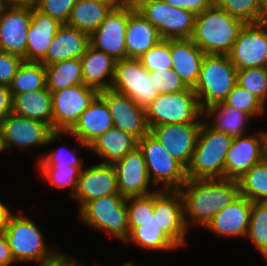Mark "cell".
Wrapping results in <instances>:
<instances>
[{
    "label": "cell",
    "instance_id": "37",
    "mask_svg": "<svg viewBox=\"0 0 267 266\" xmlns=\"http://www.w3.org/2000/svg\"><path fill=\"white\" fill-rule=\"evenodd\" d=\"M265 0H215V4L246 23H259L264 15Z\"/></svg>",
    "mask_w": 267,
    "mask_h": 266
},
{
    "label": "cell",
    "instance_id": "49",
    "mask_svg": "<svg viewBox=\"0 0 267 266\" xmlns=\"http://www.w3.org/2000/svg\"><path fill=\"white\" fill-rule=\"evenodd\" d=\"M12 99L9 86L0 85V122L12 112Z\"/></svg>",
    "mask_w": 267,
    "mask_h": 266
},
{
    "label": "cell",
    "instance_id": "50",
    "mask_svg": "<svg viewBox=\"0 0 267 266\" xmlns=\"http://www.w3.org/2000/svg\"><path fill=\"white\" fill-rule=\"evenodd\" d=\"M15 259L4 233H0V266H10Z\"/></svg>",
    "mask_w": 267,
    "mask_h": 266
},
{
    "label": "cell",
    "instance_id": "14",
    "mask_svg": "<svg viewBox=\"0 0 267 266\" xmlns=\"http://www.w3.org/2000/svg\"><path fill=\"white\" fill-rule=\"evenodd\" d=\"M32 3L13 1L0 17V51L25 57Z\"/></svg>",
    "mask_w": 267,
    "mask_h": 266
},
{
    "label": "cell",
    "instance_id": "35",
    "mask_svg": "<svg viewBox=\"0 0 267 266\" xmlns=\"http://www.w3.org/2000/svg\"><path fill=\"white\" fill-rule=\"evenodd\" d=\"M45 88V65L34 61H23L9 85L11 94L39 91Z\"/></svg>",
    "mask_w": 267,
    "mask_h": 266
},
{
    "label": "cell",
    "instance_id": "52",
    "mask_svg": "<svg viewBox=\"0 0 267 266\" xmlns=\"http://www.w3.org/2000/svg\"><path fill=\"white\" fill-rule=\"evenodd\" d=\"M146 0H115L116 8H130L136 10Z\"/></svg>",
    "mask_w": 267,
    "mask_h": 266
},
{
    "label": "cell",
    "instance_id": "26",
    "mask_svg": "<svg viewBox=\"0 0 267 266\" xmlns=\"http://www.w3.org/2000/svg\"><path fill=\"white\" fill-rule=\"evenodd\" d=\"M172 69L189 88H194L205 54L190 38L170 39Z\"/></svg>",
    "mask_w": 267,
    "mask_h": 266
},
{
    "label": "cell",
    "instance_id": "42",
    "mask_svg": "<svg viewBox=\"0 0 267 266\" xmlns=\"http://www.w3.org/2000/svg\"><path fill=\"white\" fill-rule=\"evenodd\" d=\"M138 59L149 72L172 69L170 39H162Z\"/></svg>",
    "mask_w": 267,
    "mask_h": 266
},
{
    "label": "cell",
    "instance_id": "48",
    "mask_svg": "<svg viewBox=\"0 0 267 266\" xmlns=\"http://www.w3.org/2000/svg\"><path fill=\"white\" fill-rule=\"evenodd\" d=\"M168 5L189 10L195 15L203 12L205 9L212 7L215 0H162Z\"/></svg>",
    "mask_w": 267,
    "mask_h": 266
},
{
    "label": "cell",
    "instance_id": "20",
    "mask_svg": "<svg viewBox=\"0 0 267 266\" xmlns=\"http://www.w3.org/2000/svg\"><path fill=\"white\" fill-rule=\"evenodd\" d=\"M110 194H119L116 171L112 164L99 163L80 171L77 189L71 198L79 201L81 208L88 201Z\"/></svg>",
    "mask_w": 267,
    "mask_h": 266
},
{
    "label": "cell",
    "instance_id": "21",
    "mask_svg": "<svg viewBox=\"0 0 267 266\" xmlns=\"http://www.w3.org/2000/svg\"><path fill=\"white\" fill-rule=\"evenodd\" d=\"M234 137L227 151L224 164V178L238 180L252 166L262 161V131Z\"/></svg>",
    "mask_w": 267,
    "mask_h": 266
},
{
    "label": "cell",
    "instance_id": "47",
    "mask_svg": "<svg viewBox=\"0 0 267 266\" xmlns=\"http://www.w3.org/2000/svg\"><path fill=\"white\" fill-rule=\"evenodd\" d=\"M23 61L24 59L20 56L0 51V85L11 84Z\"/></svg>",
    "mask_w": 267,
    "mask_h": 266
},
{
    "label": "cell",
    "instance_id": "13",
    "mask_svg": "<svg viewBox=\"0 0 267 266\" xmlns=\"http://www.w3.org/2000/svg\"><path fill=\"white\" fill-rule=\"evenodd\" d=\"M237 70L267 67V25L246 23L228 54Z\"/></svg>",
    "mask_w": 267,
    "mask_h": 266
},
{
    "label": "cell",
    "instance_id": "51",
    "mask_svg": "<svg viewBox=\"0 0 267 266\" xmlns=\"http://www.w3.org/2000/svg\"><path fill=\"white\" fill-rule=\"evenodd\" d=\"M78 263L74 259L68 255L59 252L54 258L51 260L40 262L39 266H76Z\"/></svg>",
    "mask_w": 267,
    "mask_h": 266
},
{
    "label": "cell",
    "instance_id": "44",
    "mask_svg": "<svg viewBox=\"0 0 267 266\" xmlns=\"http://www.w3.org/2000/svg\"><path fill=\"white\" fill-rule=\"evenodd\" d=\"M149 75L159 94L177 93L188 88L173 69L149 72Z\"/></svg>",
    "mask_w": 267,
    "mask_h": 266
},
{
    "label": "cell",
    "instance_id": "25",
    "mask_svg": "<svg viewBox=\"0 0 267 266\" xmlns=\"http://www.w3.org/2000/svg\"><path fill=\"white\" fill-rule=\"evenodd\" d=\"M61 25L57 20L39 11L32 3L24 61L40 62L45 57L53 37Z\"/></svg>",
    "mask_w": 267,
    "mask_h": 266
},
{
    "label": "cell",
    "instance_id": "59",
    "mask_svg": "<svg viewBox=\"0 0 267 266\" xmlns=\"http://www.w3.org/2000/svg\"><path fill=\"white\" fill-rule=\"evenodd\" d=\"M4 151L3 145H2V138L0 134V153Z\"/></svg>",
    "mask_w": 267,
    "mask_h": 266
},
{
    "label": "cell",
    "instance_id": "12",
    "mask_svg": "<svg viewBox=\"0 0 267 266\" xmlns=\"http://www.w3.org/2000/svg\"><path fill=\"white\" fill-rule=\"evenodd\" d=\"M51 95L52 129L58 132H69L78 122L80 115L98 95V92L84 84H78L53 91Z\"/></svg>",
    "mask_w": 267,
    "mask_h": 266
},
{
    "label": "cell",
    "instance_id": "54",
    "mask_svg": "<svg viewBox=\"0 0 267 266\" xmlns=\"http://www.w3.org/2000/svg\"><path fill=\"white\" fill-rule=\"evenodd\" d=\"M262 161L267 163V131L262 132Z\"/></svg>",
    "mask_w": 267,
    "mask_h": 266
},
{
    "label": "cell",
    "instance_id": "43",
    "mask_svg": "<svg viewBox=\"0 0 267 266\" xmlns=\"http://www.w3.org/2000/svg\"><path fill=\"white\" fill-rule=\"evenodd\" d=\"M77 0H36L34 6L60 24H67L72 8Z\"/></svg>",
    "mask_w": 267,
    "mask_h": 266
},
{
    "label": "cell",
    "instance_id": "55",
    "mask_svg": "<svg viewBox=\"0 0 267 266\" xmlns=\"http://www.w3.org/2000/svg\"><path fill=\"white\" fill-rule=\"evenodd\" d=\"M12 2L13 0H0V17Z\"/></svg>",
    "mask_w": 267,
    "mask_h": 266
},
{
    "label": "cell",
    "instance_id": "19",
    "mask_svg": "<svg viewBox=\"0 0 267 266\" xmlns=\"http://www.w3.org/2000/svg\"><path fill=\"white\" fill-rule=\"evenodd\" d=\"M129 8H116L99 27L90 34V46L111 55L114 59L126 58L125 35Z\"/></svg>",
    "mask_w": 267,
    "mask_h": 266
},
{
    "label": "cell",
    "instance_id": "31",
    "mask_svg": "<svg viewBox=\"0 0 267 266\" xmlns=\"http://www.w3.org/2000/svg\"><path fill=\"white\" fill-rule=\"evenodd\" d=\"M138 146V140L132 135L112 127L105 133L97 137L90 145L93 150L103 160V164H113L122 159L128 152L133 151Z\"/></svg>",
    "mask_w": 267,
    "mask_h": 266
},
{
    "label": "cell",
    "instance_id": "56",
    "mask_svg": "<svg viewBox=\"0 0 267 266\" xmlns=\"http://www.w3.org/2000/svg\"><path fill=\"white\" fill-rule=\"evenodd\" d=\"M261 22L267 25V0L264 2V15Z\"/></svg>",
    "mask_w": 267,
    "mask_h": 266
},
{
    "label": "cell",
    "instance_id": "11",
    "mask_svg": "<svg viewBox=\"0 0 267 266\" xmlns=\"http://www.w3.org/2000/svg\"><path fill=\"white\" fill-rule=\"evenodd\" d=\"M111 89L127 95L144 109L159 94L150 80L149 71L135 58L116 60Z\"/></svg>",
    "mask_w": 267,
    "mask_h": 266
},
{
    "label": "cell",
    "instance_id": "29",
    "mask_svg": "<svg viewBox=\"0 0 267 266\" xmlns=\"http://www.w3.org/2000/svg\"><path fill=\"white\" fill-rule=\"evenodd\" d=\"M115 62L111 55L89 46L81 57L83 84L101 92L111 88ZM105 78H108L105 80Z\"/></svg>",
    "mask_w": 267,
    "mask_h": 266
},
{
    "label": "cell",
    "instance_id": "18",
    "mask_svg": "<svg viewBox=\"0 0 267 266\" xmlns=\"http://www.w3.org/2000/svg\"><path fill=\"white\" fill-rule=\"evenodd\" d=\"M112 165L116 171L117 188L121 196L128 198L156 192V190L152 192L149 190L152 182L143 153L138 146Z\"/></svg>",
    "mask_w": 267,
    "mask_h": 266
},
{
    "label": "cell",
    "instance_id": "60",
    "mask_svg": "<svg viewBox=\"0 0 267 266\" xmlns=\"http://www.w3.org/2000/svg\"><path fill=\"white\" fill-rule=\"evenodd\" d=\"M13 1H20V2H35L36 0H13Z\"/></svg>",
    "mask_w": 267,
    "mask_h": 266
},
{
    "label": "cell",
    "instance_id": "9",
    "mask_svg": "<svg viewBox=\"0 0 267 266\" xmlns=\"http://www.w3.org/2000/svg\"><path fill=\"white\" fill-rule=\"evenodd\" d=\"M0 134L4 151L11 147L28 149L51 144L65 132L53 131L46 123L19 116L11 112L0 122Z\"/></svg>",
    "mask_w": 267,
    "mask_h": 266
},
{
    "label": "cell",
    "instance_id": "41",
    "mask_svg": "<svg viewBox=\"0 0 267 266\" xmlns=\"http://www.w3.org/2000/svg\"><path fill=\"white\" fill-rule=\"evenodd\" d=\"M42 176L50 181L51 185L58 188L70 187V195L73 197L77 189L80 170L72 166H39Z\"/></svg>",
    "mask_w": 267,
    "mask_h": 266
},
{
    "label": "cell",
    "instance_id": "16",
    "mask_svg": "<svg viewBox=\"0 0 267 266\" xmlns=\"http://www.w3.org/2000/svg\"><path fill=\"white\" fill-rule=\"evenodd\" d=\"M202 123L163 124L150 128V133L185 169L191 163Z\"/></svg>",
    "mask_w": 267,
    "mask_h": 266
},
{
    "label": "cell",
    "instance_id": "30",
    "mask_svg": "<svg viewBox=\"0 0 267 266\" xmlns=\"http://www.w3.org/2000/svg\"><path fill=\"white\" fill-rule=\"evenodd\" d=\"M12 97V112L14 114L46 123L52 127V95L47 88L12 94Z\"/></svg>",
    "mask_w": 267,
    "mask_h": 266
},
{
    "label": "cell",
    "instance_id": "15",
    "mask_svg": "<svg viewBox=\"0 0 267 266\" xmlns=\"http://www.w3.org/2000/svg\"><path fill=\"white\" fill-rule=\"evenodd\" d=\"M98 95L108 106L113 127L132 135L138 141L149 133L145 109L130 97L111 88L98 92Z\"/></svg>",
    "mask_w": 267,
    "mask_h": 266
},
{
    "label": "cell",
    "instance_id": "46",
    "mask_svg": "<svg viewBox=\"0 0 267 266\" xmlns=\"http://www.w3.org/2000/svg\"><path fill=\"white\" fill-rule=\"evenodd\" d=\"M67 152L68 153L66 152L64 153V151L55 150V151H51V153H48L46 155H42L40 156V159H38L39 166H66L68 165V166L76 167L81 171L83 169L82 164L84 161L80 158L78 159V157H76V154L71 152L70 149ZM69 152L71 153L69 154ZM67 154L69 155L67 156Z\"/></svg>",
    "mask_w": 267,
    "mask_h": 266
},
{
    "label": "cell",
    "instance_id": "23",
    "mask_svg": "<svg viewBox=\"0 0 267 266\" xmlns=\"http://www.w3.org/2000/svg\"><path fill=\"white\" fill-rule=\"evenodd\" d=\"M113 127L112 117L105 101L97 95L80 115L74 127L66 132L75 136L81 146L88 147L100 135Z\"/></svg>",
    "mask_w": 267,
    "mask_h": 266
},
{
    "label": "cell",
    "instance_id": "8",
    "mask_svg": "<svg viewBox=\"0 0 267 266\" xmlns=\"http://www.w3.org/2000/svg\"><path fill=\"white\" fill-rule=\"evenodd\" d=\"M147 172L153 185L163 184L161 190H180L187 180L186 169L149 132L138 141Z\"/></svg>",
    "mask_w": 267,
    "mask_h": 266
},
{
    "label": "cell",
    "instance_id": "40",
    "mask_svg": "<svg viewBox=\"0 0 267 266\" xmlns=\"http://www.w3.org/2000/svg\"><path fill=\"white\" fill-rule=\"evenodd\" d=\"M248 114L251 118L265 114V105L238 83L222 102Z\"/></svg>",
    "mask_w": 267,
    "mask_h": 266
},
{
    "label": "cell",
    "instance_id": "4",
    "mask_svg": "<svg viewBox=\"0 0 267 266\" xmlns=\"http://www.w3.org/2000/svg\"><path fill=\"white\" fill-rule=\"evenodd\" d=\"M237 84V69L228 55H205L193 88L201 110L223 102Z\"/></svg>",
    "mask_w": 267,
    "mask_h": 266
},
{
    "label": "cell",
    "instance_id": "45",
    "mask_svg": "<svg viewBox=\"0 0 267 266\" xmlns=\"http://www.w3.org/2000/svg\"><path fill=\"white\" fill-rule=\"evenodd\" d=\"M154 193L127 198L128 219H145L153 214Z\"/></svg>",
    "mask_w": 267,
    "mask_h": 266
},
{
    "label": "cell",
    "instance_id": "6",
    "mask_svg": "<svg viewBox=\"0 0 267 266\" xmlns=\"http://www.w3.org/2000/svg\"><path fill=\"white\" fill-rule=\"evenodd\" d=\"M149 129L163 124L202 123L196 93L187 88L177 93L158 94L145 108Z\"/></svg>",
    "mask_w": 267,
    "mask_h": 266
},
{
    "label": "cell",
    "instance_id": "57",
    "mask_svg": "<svg viewBox=\"0 0 267 266\" xmlns=\"http://www.w3.org/2000/svg\"><path fill=\"white\" fill-rule=\"evenodd\" d=\"M91 1H98L101 3H106L108 5H111L115 9V0H91Z\"/></svg>",
    "mask_w": 267,
    "mask_h": 266
},
{
    "label": "cell",
    "instance_id": "33",
    "mask_svg": "<svg viewBox=\"0 0 267 266\" xmlns=\"http://www.w3.org/2000/svg\"><path fill=\"white\" fill-rule=\"evenodd\" d=\"M114 8L106 3L77 0L71 10L67 25L91 34Z\"/></svg>",
    "mask_w": 267,
    "mask_h": 266
},
{
    "label": "cell",
    "instance_id": "5",
    "mask_svg": "<svg viewBox=\"0 0 267 266\" xmlns=\"http://www.w3.org/2000/svg\"><path fill=\"white\" fill-rule=\"evenodd\" d=\"M17 262H45L54 258L60 250L47 247L38 226L23 215L10 214L4 232ZM51 248V249H50ZM55 250V251H54Z\"/></svg>",
    "mask_w": 267,
    "mask_h": 266
},
{
    "label": "cell",
    "instance_id": "39",
    "mask_svg": "<svg viewBox=\"0 0 267 266\" xmlns=\"http://www.w3.org/2000/svg\"><path fill=\"white\" fill-rule=\"evenodd\" d=\"M237 83L266 105L267 67H251L237 70Z\"/></svg>",
    "mask_w": 267,
    "mask_h": 266
},
{
    "label": "cell",
    "instance_id": "7",
    "mask_svg": "<svg viewBox=\"0 0 267 266\" xmlns=\"http://www.w3.org/2000/svg\"><path fill=\"white\" fill-rule=\"evenodd\" d=\"M79 210L80 220L89 227L104 230L120 241L127 240L130 234L127 198L110 194L86 202Z\"/></svg>",
    "mask_w": 267,
    "mask_h": 266
},
{
    "label": "cell",
    "instance_id": "38",
    "mask_svg": "<svg viewBox=\"0 0 267 266\" xmlns=\"http://www.w3.org/2000/svg\"><path fill=\"white\" fill-rule=\"evenodd\" d=\"M267 261V204L253 202L247 235Z\"/></svg>",
    "mask_w": 267,
    "mask_h": 266
},
{
    "label": "cell",
    "instance_id": "10",
    "mask_svg": "<svg viewBox=\"0 0 267 266\" xmlns=\"http://www.w3.org/2000/svg\"><path fill=\"white\" fill-rule=\"evenodd\" d=\"M152 23L162 39L191 38L196 15L162 0H146L136 9Z\"/></svg>",
    "mask_w": 267,
    "mask_h": 266
},
{
    "label": "cell",
    "instance_id": "53",
    "mask_svg": "<svg viewBox=\"0 0 267 266\" xmlns=\"http://www.w3.org/2000/svg\"><path fill=\"white\" fill-rule=\"evenodd\" d=\"M12 212L5 206L2 202H0V233L4 232L8 217Z\"/></svg>",
    "mask_w": 267,
    "mask_h": 266
},
{
    "label": "cell",
    "instance_id": "36",
    "mask_svg": "<svg viewBox=\"0 0 267 266\" xmlns=\"http://www.w3.org/2000/svg\"><path fill=\"white\" fill-rule=\"evenodd\" d=\"M240 195L267 204V163L261 161L238 179Z\"/></svg>",
    "mask_w": 267,
    "mask_h": 266
},
{
    "label": "cell",
    "instance_id": "22",
    "mask_svg": "<svg viewBox=\"0 0 267 266\" xmlns=\"http://www.w3.org/2000/svg\"><path fill=\"white\" fill-rule=\"evenodd\" d=\"M253 202L240 195L225 206L205 226L219 236L246 238Z\"/></svg>",
    "mask_w": 267,
    "mask_h": 266
},
{
    "label": "cell",
    "instance_id": "3",
    "mask_svg": "<svg viewBox=\"0 0 267 266\" xmlns=\"http://www.w3.org/2000/svg\"><path fill=\"white\" fill-rule=\"evenodd\" d=\"M234 137L216 131L203 121L193 157L186 169L187 179H222L227 151Z\"/></svg>",
    "mask_w": 267,
    "mask_h": 266
},
{
    "label": "cell",
    "instance_id": "17",
    "mask_svg": "<svg viewBox=\"0 0 267 266\" xmlns=\"http://www.w3.org/2000/svg\"><path fill=\"white\" fill-rule=\"evenodd\" d=\"M163 232L178 246L186 243L188 228L184 221L183 199L179 190L154 192V210Z\"/></svg>",
    "mask_w": 267,
    "mask_h": 266
},
{
    "label": "cell",
    "instance_id": "2",
    "mask_svg": "<svg viewBox=\"0 0 267 266\" xmlns=\"http://www.w3.org/2000/svg\"><path fill=\"white\" fill-rule=\"evenodd\" d=\"M244 25L214 4L196 15L190 39L205 55H228Z\"/></svg>",
    "mask_w": 267,
    "mask_h": 266
},
{
    "label": "cell",
    "instance_id": "58",
    "mask_svg": "<svg viewBox=\"0 0 267 266\" xmlns=\"http://www.w3.org/2000/svg\"><path fill=\"white\" fill-rule=\"evenodd\" d=\"M120 266H137V265H135V264L133 263V261H129V262H125V263H123V264L120 265Z\"/></svg>",
    "mask_w": 267,
    "mask_h": 266
},
{
    "label": "cell",
    "instance_id": "24",
    "mask_svg": "<svg viewBox=\"0 0 267 266\" xmlns=\"http://www.w3.org/2000/svg\"><path fill=\"white\" fill-rule=\"evenodd\" d=\"M89 46V34L62 24L55 33L45 57L40 62L47 66L63 60L81 58Z\"/></svg>",
    "mask_w": 267,
    "mask_h": 266
},
{
    "label": "cell",
    "instance_id": "1",
    "mask_svg": "<svg viewBox=\"0 0 267 266\" xmlns=\"http://www.w3.org/2000/svg\"><path fill=\"white\" fill-rule=\"evenodd\" d=\"M179 191L188 229L190 225L204 228L215 214L240 196L238 180L226 178L187 179Z\"/></svg>",
    "mask_w": 267,
    "mask_h": 266
},
{
    "label": "cell",
    "instance_id": "28",
    "mask_svg": "<svg viewBox=\"0 0 267 266\" xmlns=\"http://www.w3.org/2000/svg\"><path fill=\"white\" fill-rule=\"evenodd\" d=\"M130 234L125 241L149 250H174L179 247L163 232L157 221V212L145 219H128Z\"/></svg>",
    "mask_w": 267,
    "mask_h": 266
},
{
    "label": "cell",
    "instance_id": "32",
    "mask_svg": "<svg viewBox=\"0 0 267 266\" xmlns=\"http://www.w3.org/2000/svg\"><path fill=\"white\" fill-rule=\"evenodd\" d=\"M203 115L213 117V121H205L216 131L224 132L232 137L247 134L250 116L230 105L222 102L211 105L203 110ZM211 122V123H210Z\"/></svg>",
    "mask_w": 267,
    "mask_h": 266
},
{
    "label": "cell",
    "instance_id": "34",
    "mask_svg": "<svg viewBox=\"0 0 267 266\" xmlns=\"http://www.w3.org/2000/svg\"><path fill=\"white\" fill-rule=\"evenodd\" d=\"M45 69L46 88L50 92L83 84L81 58L63 60L47 65Z\"/></svg>",
    "mask_w": 267,
    "mask_h": 266
},
{
    "label": "cell",
    "instance_id": "27",
    "mask_svg": "<svg viewBox=\"0 0 267 266\" xmlns=\"http://www.w3.org/2000/svg\"><path fill=\"white\" fill-rule=\"evenodd\" d=\"M161 40L157 28L137 10L129 8L125 35L126 58L138 59Z\"/></svg>",
    "mask_w": 267,
    "mask_h": 266
}]
</instances>
